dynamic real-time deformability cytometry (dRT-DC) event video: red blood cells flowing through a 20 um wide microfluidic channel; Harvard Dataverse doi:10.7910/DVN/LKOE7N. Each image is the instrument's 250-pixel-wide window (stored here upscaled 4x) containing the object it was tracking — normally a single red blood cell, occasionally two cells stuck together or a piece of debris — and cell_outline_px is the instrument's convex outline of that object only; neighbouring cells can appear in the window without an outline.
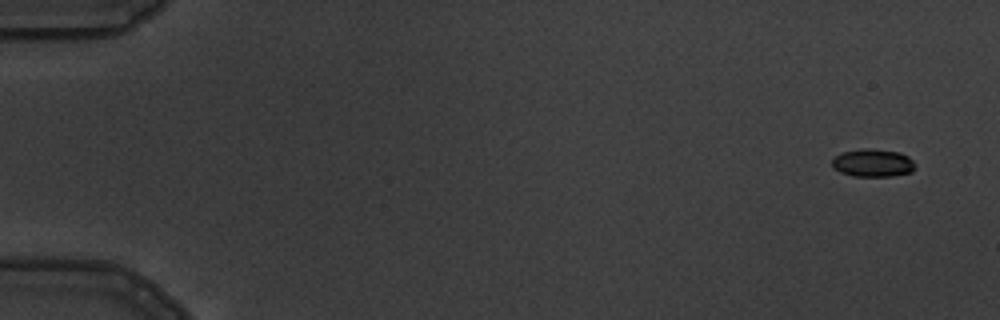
{"species": "common noctule bat (a hibernating species)", "species_latin": "Nyctalus noctula", "temperature_condition": "warm", "stored_images_in_passage": 7, "camera_frame_rate_fps": 3000, "um_per_image_px": 0.085, "animal": {"sex": "male", "body_mass_g": 19.5, "forearm_length_mm": 54.6}, "frame": {"image": 1, "passage_image": 1, "time_ms": 0.0, "image_size_px": [1000, 320], "cell_outline_px": [[916, 168], [912, 172], [892, 176], [852, 176], [840, 172], [832, 168], [832, 156], [840, 152], [900, 152], [908, 156], [916, 164]], "centroid_in_image_um": [74.19, 13.92], "position_along_channel_um": 10.8, "area_um2": 12.89}}
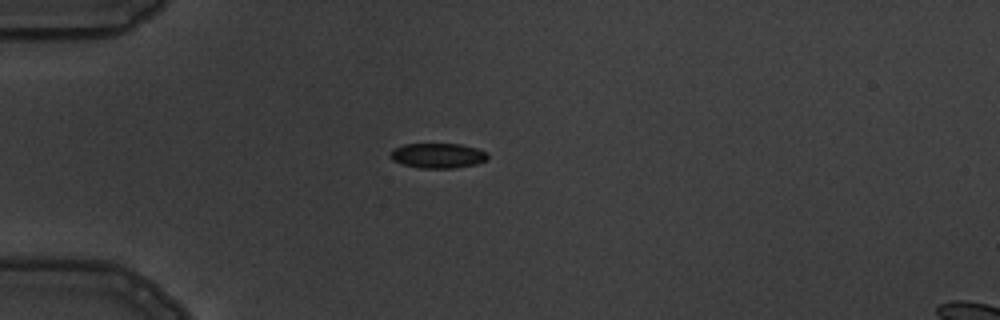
{"frame": {"image": 2, "passage_image": 4, "time_ms": 4.333, "image_size_px": [1000, 320], "cell_outline_px": [[488, 160], [476, 164], [456, 168], [420, 168], [400, 164], [392, 160], [388, 156], [396, 148], [404, 144], [460, 144], [476, 148], [488, 152]], "centroid_in_image_um": [37.23, 13.24], "position_along_channel_um": 47.8, "area_um2": 14.28}}
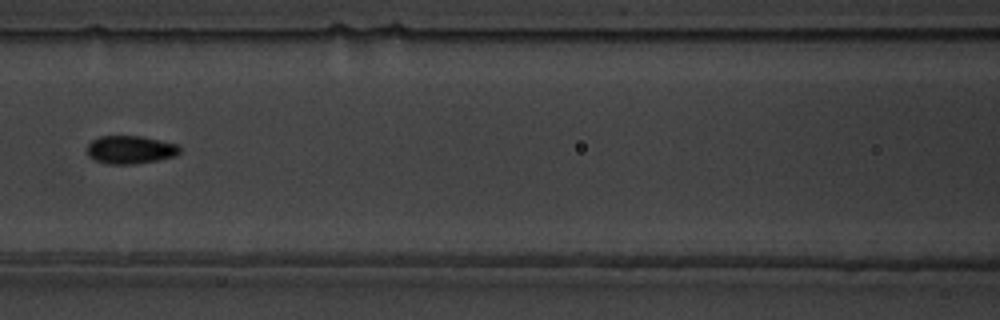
{"frame": {"image": 3, "passage_image": 7, "time_ms": 7.667, "image_size_px": [1000, 320], "cell_outline_px": [[180, 152], [176, 156], [136, 164], [108, 164], [92, 160], [88, 156], [88, 144], [92, 140], [100, 136], [140, 136], [180, 144]], "centroid_in_image_um": [11.08, 12.73], "position_along_channel_um": 155.5, "area_um2": 15.32}}